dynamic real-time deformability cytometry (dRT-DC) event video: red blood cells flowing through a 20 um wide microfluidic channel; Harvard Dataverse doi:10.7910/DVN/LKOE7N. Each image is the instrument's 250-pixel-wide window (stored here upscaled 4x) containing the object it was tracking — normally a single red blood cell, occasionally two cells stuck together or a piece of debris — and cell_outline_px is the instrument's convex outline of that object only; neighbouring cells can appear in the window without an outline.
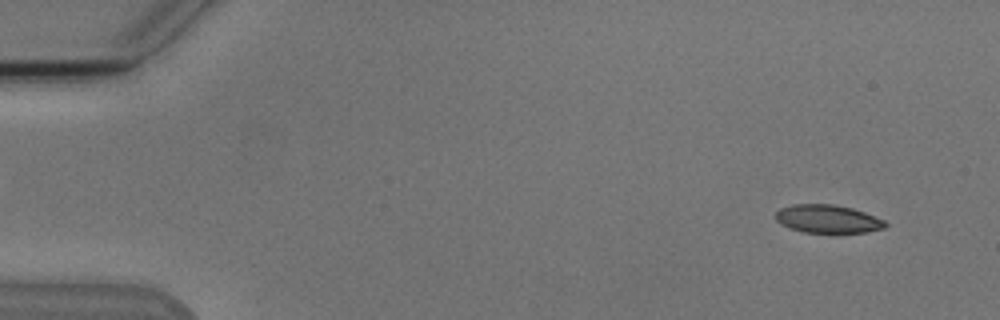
{"species": "Egyptian fruit bat (a non-hibernating species)", "species_latin": "Rousettus aegyptiacus", "temperature_condition": "cold", "stored_images_in_passage": 6, "camera_frame_rate_fps": 3000, "um_per_image_px": 0.085, "animal": {"sex": "male"}, "frame": {"image": 1, "passage_image": 1, "time_ms": 0.0, "image_size_px": [1000, 320], "cell_outline_px": [[888, 224], [884, 228], [864, 232], [804, 232], [792, 228], [776, 220], [776, 212], [780, 208], [792, 204], [832, 204], [852, 208], [864, 212], [884, 220]], "centroid_in_image_um": [70.37, 18.59], "position_along_channel_um": 14.6, "area_um2": 17.69}}